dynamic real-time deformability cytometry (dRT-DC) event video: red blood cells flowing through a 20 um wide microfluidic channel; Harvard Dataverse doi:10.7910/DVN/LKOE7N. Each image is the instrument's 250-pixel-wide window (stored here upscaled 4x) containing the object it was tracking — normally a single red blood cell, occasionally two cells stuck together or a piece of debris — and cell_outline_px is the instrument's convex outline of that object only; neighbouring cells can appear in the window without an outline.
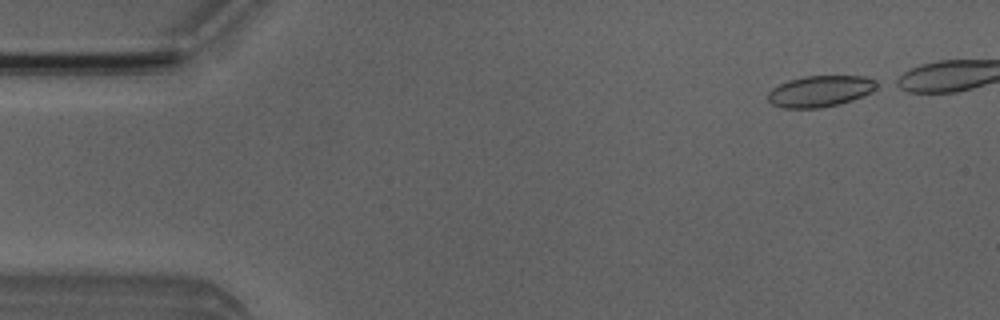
{"species": "Egyptian fruit bat (a non-hibernating species)", "species_latin": "Rousettus aegyptiacus", "temperature_condition": "room temperature", "stored_images_in_passage": 5, "camera_frame_rate_fps": 3000, "um_per_image_px": 0.085, "animal": {"sex": "male"}, "frame": {"image": 1, "passage_image": 1, "time_ms": 0.0, "image_size_px": [1000, 320], "cell_outline_px": [[884, 84], [872, 92], [864, 96], [840, 104], [820, 108], [784, 108], [772, 104], [768, 100], [768, 92], [772, 88], [788, 80], [804, 76], [864, 76], [876, 80]], "centroid_in_image_um": [69.79, 7.74], "position_along_channel_um": 15.2, "area_um2": 20.17}}